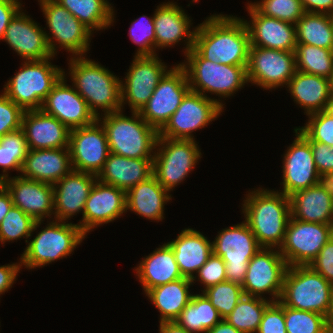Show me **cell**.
Returning <instances> with one entry per match:
<instances>
[{
    "label": "cell",
    "mask_w": 333,
    "mask_h": 333,
    "mask_svg": "<svg viewBox=\"0 0 333 333\" xmlns=\"http://www.w3.org/2000/svg\"><path fill=\"white\" fill-rule=\"evenodd\" d=\"M41 223L42 221H35L20 208L12 206L0 223V242L4 244L21 237L28 239Z\"/></svg>",
    "instance_id": "b9f144b4"
},
{
    "label": "cell",
    "mask_w": 333,
    "mask_h": 333,
    "mask_svg": "<svg viewBox=\"0 0 333 333\" xmlns=\"http://www.w3.org/2000/svg\"><path fill=\"white\" fill-rule=\"evenodd\" d=\"M45 33L46 31L20 9L11 19L3 40L25 61L53 59Z\"/></svg>",
    "instance_id": "603a6c76"
},
{
    "label": "cell",
    "mask_w": 333,
    "mask_h": 333,
    "mask_svg": "<svg viewBox=\"0 0 333 333\" xmlns=\"http://www.w3.org/2000/svg\"><path fill=\"white\" fill-rule=\"evenodd\" d=\"M65 79L64 72L43 101L41 110L57 118L70 130L93 124L97 118L90 111L84 98L75 88L69 87Z\"/></svg>",
    "instance_id": "ffe728a7"
},
{
    "label": "cell",
    "mask_w": 333,
    "mask_h": 333,
    "mask_svg": "<svg viewBox=\"0 0 333 333\" xmlns=\"http://www.w3.org/2000/svg\"><path fill=\"white\" fill-rule=\"evenodd\" d=\"M256 333H287L284 305L279 301L271 302L263 313Z\"/></svg>",
    "instance_id": "f907efd6"
},
{
    "label": "cell",
    "mask_w": 333,
    "mask_h": 333,
    "mask_svg": "<svg viewBox=\"0 0 333 333\" xmlns=\"http://www.w3.org/2000/svg\"><path fill=\"white\" fill-rule=\"evenodd\" d=\"M142 17L146 18L145 15ZM141 19L134 20L129 29L132 42L140 45L136 56H155L157 54L155 52L154 17H148L146 20Z\"/></svg>",
    "instance_id": "7dc6e473"
},
{
    "label": "cell",
    "mask_w": 333,
    "mask_h": 333,
    "mask_svg": "<svg viewBox=\"0 0 333 333\" xmlns=\"http://www.w3.org/2000/svg\"><path fill=\"white\" fill-rule=\"evenodd\" d=\"M12 206L13 202L10 193L0 183V223L2 222L3 218L9 212Z\"/></svg>",
    "instance_id": "6f0895ef"
},
{
    "label": "cell",
    "mask_w": 333,
    "mask_h": 333,
    "mask_svg": "<svg viewBox=\"0 0 333 333\" xmlns=\"http://www.w3.org/2000/svg\"><path fill=\"white\" fill-rule=\"evenodd\" d=\"M264 297L243 295L225 320L243 333H256L266 307L271 303Z\"/></svg>",
    "instance_id": "f35d334b"
},
{
    "label": "cell",
    "mask_w": 333,
    "mask_h": 333,
    "mask_svg": "<svg viewBox=\"0 0 333 333\" xmlns=\"http://www.w3.org/2000/svg\"><path fill=\"white\" fill-rule=\"evenodd\" d=\"M159 327V333H192L179 326L175 321L161 322Z\"/></svg>",
    "instance_id": "91938a15"
},
{
    "label": "cell",
    "mask_w": 333,
    "mask_h": 333,
    "mask_svg": "<svg viewBox=\"0 0 333 333\" xmlns=\"http://www.w3.org/2000/svg\"><path fill=\"white\" fill-rule=\"evenodd\" d=\"M333 285L310 266H289L279 302L287 307L327 316Z\"/></svg>",
    "instance_id": "5b68a950"
},
{
    "label": "cell",
    "mask_w": 333,
    "mask_h": 333,
    "mask_svg": "<svg viewBox=\"0 0 333 333\" xmlns=\"http://www.w3.org/2000/svg\"><path fill=\"white\" fill-rule=\"evenodd\" d=\"M156 148L153 175L168 191L180 184L202 157L195 139L158 137Z\"/></svg>",
    "instance_id": "9c48e42d"
},
{
    "label": "cell",
    "mask_w": 333,
    "mask_h": 333,
    "mask_svg": "<svg viewBox=\"0 0 333 333\" xmlns=\"http://www.w3.org/2000/svg\"><path fill=\"white\" fill-rule=\"evenodd\" d=\"M287 333H328L326 316L284 306Z\"/></svg>",
    "instance_id": "7bdbcfd3"
},
{
    "label": "cell",
    "mask_w": 333,
    "mask_h": 333,
    "mask_svg": "<svg viewBox=\"0 0 333 333\" xmlns=\"http://www.w3.org/2000/svg\"><path fill=\"white\" fill-rule=\"evenodd\" d=\"M185 69L190 91L202 94L215 93L222 97L231 96L241 89L247 79V65H226L204 59L194 48L186 55Z\"/></svg>",
    "instance_id": "8992f818"
},
{
    "label": "cell",
    "mask_w": 333,
    "mask_h": 333,
    "mask_svg": "<svg viewBox=\"0 0 333 333\" xmlns=\"http://www.w3.org/2000/svg\"><path fill=\"white\" fill-rule=\"evenodd\" d=\"M245 222L262 248L281 247L291 217L289 197L282 192L257 189L246 195Z\"/></svg>",
    "instance_id": "7a4b0ae2"
},
{
    "label": "cell",
    "mask_w": 333,
    "mask_h": 333,
    "mask_svg": "<svg viewBox=\"0 0 333 333\" xmlns=\"http://www.w3.org/2000/svg\"><path fill=\"white\" fill-rule=\"evenodd\" d=\"M69 64L73 87L87 102L96 118L100 117L97 109L101 108L103 115L123 109L121 80L110 70L84 56L72 57Z\"/></svg>",
    "instance_id": "3957f363"
},
{
    "label": "cell",
    "mask_w": 333,
    "mask_h": 333,
    "mask_svg": "<svg viewBox=\"0 0 333 333\" xmlns=\"http://www.w3.org/2000/svg\"><path fill=\"white\" fill-rule=\"evenodd\" d=\"M308 122L304 127L296 130L307 141H318L333 147V117L325 111H319L307 115Z\"/></svg>",
    "instance_id": "bcb514c9"
},
{
    "label": "cell",
    "mask_w": 333,
    "mask_h": 333,
    "mask_svg": "<svg viewBox=\"0 0 333 333\" xmlns=\"http://www.w3.org/2000/svg\"><path fill=\"white\" fill-rule=\"evenodd\" d=\"M198 276H193L192 283H195L196 277L205 286L208 287L216 285L220 282L226 281V267L221 257L212 255L208 258L207 262L197 271Z\"/></svg>",
    "instance_id": "681fc988"
},
{
    "label": "cell",
    "mask_w": 333,
    "mask_h": 333,
    "mask_svg": "<svg viewBox=\"0 0 333 333\" xmlns=\"http://www.w3.org/2000/svg\"><path fill=\"white\" fill-rule=\"evenodd\" d=\"M24 112L3 92L0 95V136L22 128Z\"/></svg>",
    "instance_id": "c3c4849f"
},
{
    "label": "cell",
    "mask_w": 333,
    "mask_h": 333,
    "mask_svg": "<svg viewBox=\"0 0 333 333\" xmlns=\"http://www.w3.org/2000/svg\"><path fill=\"white\" fill-rule=\"evenodd\" d=\"M333 236V224L288 221L283 244L279 248L287 266H309Z\"/></svg>",
    "instance_id": "8fae6325"
},
{
    "label": "cell",
    "mask_w": 333,
    "mask_h": 333,
    "mask_svg": "<svg viewBox=\"0 0 333 333\" xmlns=\"http://www.w3.org/2000/svg\"><path fill=\"white\" fill-rule=\"evenodd\" d=\"M66 8L91 32L103 30L114 20V11L107 0H55Z\"/></svg>",
    "instance_id": "74e56055"
},
{
    "label": "cell",
    "mask_w": 333,
    "mask_h": 333,
    "mask_svg": "<svg viewBox=\"0 0 333 333\" xmlns=\"http://www.w3.org/2000/svg\"><path fill=\"white\" fill-rule=\"evenodd\" d=\"M97 180V176L71 170L53 185L55 220L64 221L84 211L86 200Z\"/></svg>",
    "instance_id": "484cf974"
},
{
    "label": "cell",
    "mask_w": 333,
    "mask_h": 333,
    "mask_svg": "<svg viewBox=\"0 0 333 333\" xmlns=\"http://www.w3.org/2000/svg\"><path fill=\"white\" fill-rule=\"evenodd\" d=\"M223 108V103L219 100L189 91L178 109L159 131L158 137L193 140L191 133L215 120L224 110Z\"/></svg>",
    "instance_id": "7c38bea8"
},
{
    "label": "cell",
    "mask_w": 333,
    "mask_h": 333,
    "mask_svg": "<svg viewBox=\"0 0 333 333\" xmlns=\"http://www.w3.org/2000/svg\"><path fill=\"white\" fill-rule=\"evenodd\" d=\"M247 10L251 22L245 21L250 36V46L283 51H295L296 25L261 14L251 3Z\"/></svg>",
    "instance_id": "cb8c5ba5"
},
{
    "label": "cell",
    "mask_w": 333,
    "mask_h": 333,
    "mask_svg": "<svg viewBox=\"0 0 333 333\" xmlns=\"http://www.w3.org/2000/svg\"><path fill=\"white\" fill-rule=\"evenodd\" d=\"M39 2L47 27L52 33L50 36L49 33H45L52 55L57 53L54 42H58L61 47L70 51L72 56H83L89 50L92 32L57 1L40 0Z\"/></svg>",
    "instance_id": "4fadbf2b"
},
{
    "label": "cell",
    "mask_w": 333,
    "mask_h": 333,
    "mask_svg": "<svg viewBox=\"0 0 333 333\" xmlns=\"http://www.w3.org/2000/svg\"><path fill=\"white\" fill-rule=\"evenodd\" d=\"M183 277L192 279L194 274L212 255V242L199 231L187 228L177 238L168 242Z\"/></svg>",
    "instance_id": "4dcf8cb0"
},
{
    "label": "cell",
    "mask_w": 333,
    "mask_h": 333,
    "mask_svg": "<svg viewBox=\"0 0 333 333\" xmlns=\"http://www.w3.org/2000/svg\"><path fill=\"white\" fill-rule=\"evenodd\" d=\"M128 71L125 83L121 81V106L128 101L131 111L139 112L169 70L157 55H135Z\"/></svg>",
    "instance_id": "ac0fdd59"
},
{
    "label": "cell",
    "mask_w": 333,
    "mask_h": 333,
    "mask_svg": "<svg viewBox=\"0 0 333 333\" xmlns=\"http://www.w3.org/2000/svg\"><path fill=\"white\" fill-rule=\"evenodd\" d=\"M319 175L324 180L333 178V147L318 141H308Z\"/></svg>",
    "instance_id": "816d5d0a"
},
{
    "label": "cell",
    "mask_w": 333,
    "mask_h": 333,
    "mask_svg": "<svg viewBox=\"0 0 333 333\" xmlns=\"http://www.w3.org/2000/svg\"><path fill=\"white\" fill-rule=\"evenodd\" d=\"M97 120L105 129L110 153L127 158H154L159 132L139 112L132 111V117H127L120 110Z\"/></svg>",
    "instance_id": "277c9868"
},
{
    "label": "cell",
    "mask_w": 333,
    "mask_h": 333,
    "mask_svg": "<svg viewBox=\"0 0 333 333\" xmlns=\"http://www.w3.org/2000/svg\"><path fill=\"white\" fill-rule=\"evenodd\" d=\"M324 111L333 117V99L332 98H330L329 101L327 102V105H326V108Z\"/></svg>",
    "instance_id": "6125c7cd"
},
{
    "label": "cell",
    "mask_w": 333,
    "mask_h": 333,
    "mask_svg": "<svg viewBox=\"0 0 333 333\" xmlns=\"http://www.w3.org/2000/svg\"><path fill=\"white\" fill-rule=\"evenodd\" d=\"M0 183L10 193L13 206L35 221H44L43 218L54 212L53 185L22 176L8 177Z\"/></svg>",
    "instance_id": "7402d4cb"
},
{
    "label": "cell",
    "mask_w": 333,
    "mask_h": 333,
    "mask_svg": "<svg viewBox=\"0 0 333 333\" xmlns=\"http://www.w3.org/2000/svg\"><path fill=\"white\" fill-rule=\"evenodd\" d=\"M296 70L308 74L333 77V51L307 44L295 47Z\"/></svg>",
    "instance_id": "ab89813d"
},
{
    "label": "cell",
    "mask_w": 333,
    "mask_h": 333,
    "mask_svg": "<svg viewBox=\"0 0 333 333\" xmlns=\"http://www.w3.org/2000/svg\"><path fill=\"white\" fill-rule=\"evenodd\" d=\"M22 264H8L0 266V295L5 293L12 287L15 279L20 271Z\"/></svg>",
    "instance_id": "11a10c76"
},
{
    "label": "cell",
    "mask_w": 333,
    "mask_h": 333,
    "mask_svg": "<svg viewBox=\"0 0 333 333\" xmlns=\"http://www.w3.org/2000/svg\"><path fill=\"white\" fill-rule=\"evenodd\" d=\"M191 284V279L184 277L154 287L146 293L160 312L159 323L173 322L178 318L193 296L188 290Z\"/></svg>",
    "instance_id": "e575fe53"
},
{
    "label": "cell",
    "mask_w": 333,
    "mask_h": 333,
    "mask_svg": "<svg viewBox=\"0 0 333 333\" xmlns=\"http://www.w3.org/2000/svg\"><path fill=\"white\" fill-rule=\"evenodd\" d=\"M291 218L303 222L333 224V181L295 192L289 197Z\"/></svg>",
    "instance_id": "d4e9b609"
},
{
    "label": "cell",
    "mask_w": 333,
    "mask_h": 333,
    "mask_svg": "<svg viewBox=\"0 0 333 333\" xmlns=\"http://www.w3.org/2000/svg\"><path fill=\"white\" fill-rule=\"evenodd\" d=\"M305 12L333 15V0H300Z\"/></svg>",
    "instance_id": "9f6ffc18"
},
{
    "label": "cell",
    "mask_w": 333,
    "mask_h": 333,
    "mask_svg": "<svg viewBox=\"0 0 333 333\" xmlns=\"http://www.w3.org/2000/svg\"><path fill=\"white\" fill-rule=\"evenodd\" d=\"M153 175V158H127L110 153L97 180L125 191Z\"/></svg>",
    "instance_id": "f546056e"
},
{
    "label": "cell",
    "mask_w": 333,
    "mask_h": 333,
    "mask_svg": "<svg viewBox=\"0 0 333 333\" xmlns=\"http://www.w3.org/2000/svg\"><path fill=\"white\" fill-rule=\"evenodd\" d=\"M171 198L169 191L152 175L126 191V211L131 210L141 217L162 221L164 205Z\"/></svg>",
    "instance_id": "d6a6232c"
},
{
    "label": "cell",
    "mask_w": 333,
    "mask_h": 333,
    "mask_svg": "<svg viewBox=\"0 0 333 333\" xmlns=\"http://www.w3.org/2000/svg\"><path fill=\"white\" fill-rule=\"evenodd\" d=\"M189 91L186 71L178 64L163 76L139 114L159 132Z\"/></svg>",
    "instance_id": "5bb4252c"
},
{
    "label": "cell",
    "mask_w": 333,
    "mask_h": 333,
    "mask_svg": "<svg viewBox=\"0 0 333 333\" xmlns=\"http://www.w3.org/2000/svg\"><path fill=\"white\" fill-rule=\"evenodd\" d=\"M326 326L328 333H333V288L331 292V304L326 316Z\"/></svg>",
    "instance_id": "94428289"
},
{
    "label": "cell",
    "mask_w": 333,
    "mask_h": 333,
    "mask_svg": "<svg viewBox=\"0 0 333 333\" xmlns=\"http://www.w3.org/2000/svg\"><path fill=\"white\" fill-rule=\"evenodd\" d=\"M193 48L206 60L226 65H247L250 36L245 21L211 15L196 27Z\"/></svg>",
    "instance_id": "6da1fadb"
},
{
    "label": "cell",
    "mask_w": 333,
    "mask_h": 333,
    "mask_svg": "<svg viewBox=\"0 0 333 333\" xmlns=\"http://www.w3.org/2000/svg\"><path fill=\"white\" fill-rule=\"evenodd\" d=\"M22 129L26 135L28 150L57 149L69 146L70 129L41 109L24 112Z\"/></svg>",
    "instance_id": "4316f807"
},
{
    "label": "cell",
    "mask_w": 333,
    "mask_h": 333,
    "mask_svg": "<svg viewBox=\"0 0 333 333\" xmlns=\"http://www.w3.org/2000/svg\"><path fill=\"white\" fill-rule=\"evenodd\" d=\"M294 131L296 138L288 147L282 166V193L287 197L323 180L316 168L310 143L296 129Z\"/></svg>",
    "instance_id": "d6986e66"
},
{
    "label": "cell",
    "mask_w": 333,
    "mask_h": 333,
    "mask_svg": "<svg viewBox=\"0 0 333 333\" xmlns=\"http://www.w3.org/2000/svg\"><path fill=\"white\" fill-rule=\"evenodd\" d=\"M155 30V49L170 47L185 37V54L194 46V36L196 28L191 32V20L184 10L173 2L159 5L153 15Z\"/></svg>",
    "instance_id": "f1b7e54d"
},
{
    "label": "cell",
    "mask_w": 333,
    "mask_h": 333,
    "mask_svg": "<svg viewBox=\"0 0 333 333\" xmlns=\"http://www.w3.org/2000/svg\"><path fill=\"white\" fill-rule=\"evenodd\" d=\"M126 211V191L113 185L94 183L85 203L81 230L87 234L98 225L119 218Z\"/></svg>",
    "instance_id": "44dd1931"
},
{
    "label": "cell",
    "mask_w": 333,
    "mask_h": 333,
    "mask_svg": "<svg viewBox=\"0 0 333 333\" xmlns=\"http://www.w3.org/2000/svg\"><path fill=\"white\" fill-rule=\"evenodd\" d=\"M207 333H243L229 324L225 319L215 324Z\"/></svg>",
    "instance_id": "680465c9"
},
{
    "label": "cell",
    "mask_w": 333,
    "mask_h": 333,
    "mask_svg": "<svg viewBox=\"0 0 333 333\" xmlns=\"http://www.w3.org/2000/svg\"><path fill=\"white\" fill-rule=\"evenodd\" d=\"M330 79L296 71L287 88L306 115L324 111L330 99Z\"/></svg>",
    "instance_id": "836d02e7"
},
{
    "label": "cell",
    "mask_w": 333,
    "mask_h": 333,
    "mask_svg": "<svg viewBox=\"0 0 333 333\" xmlns=\"http://www.w3.org/2000/svg\"><path fill=\"white\" fill-rule=\"evenodd\" d=\"M68 148L72 169L96 176L110 154L105 129L98 120L89 126L71 129Z\"/></svg>",
    "instance_id": "e0dca14e"
},
{
    "label": "cell",
    "mask_w": 333,
    "mask_h": 333,
    "mask_svg": "<svg viewBox=\"0 0 333 333\" xmlns=\"http://www.w3.org/2000/svg\"><path fill=\"white\" fill-rule=\"evenodd\" d=\"M248 82L266 89L287 85L296 70L295 52L250 46Z\"/></svg>",
    "instance_id": "9a60e30c"
},
{
    "label": "cell",
    "mask_w": 333,
    "mask_h": 333,
    "mask_svg": "<svg viewBox=\"0 0 333 333\" xmlns=\"http://www.w3.org/2000/svg\"><path fill=\"white\" fill-rule=\"evenodd\" d=\"M287 268L279 250L261 248L248 263L242 285L244 295L263 298V294L270 293L274 297L271 301H278Z\"/></svg>",
    "instance_id": "2e32d148"
},
{
    "label": "cell",
    "mask_w": 333,
    "mask_h": 333,
    "mask_svg": "<svg viewBox=\"0 0 333 333\" xmlns=\"http://www.w3.org/2000/svg\"><path fill=\"white\" fill-rule=\"evenodd\" d=\"M330 98L333 99V77L330 79Z\"/></svg>",
    "instance_id": "be15d7a7"
},
{
    "label": "cell",
    "mask_w": 333,
    "mask_h": 333,
    "mask_svg": "<svg viewBox=\"0 0 333 333\" xmlns=\"http://www.w3.org/2000/svg\"><path fill=\"white\" fill-rule=\"evenodd\" d=\"M135 271L145 294L154 287L184 278L168 243L141 260Z\"/></svg>",
    "instance_id": "1f68e13d"
},
{
    "label": "cell",
    "mask_w": 333,
    "mask_h": 333,
    "mask_svg": "<svg viewBox=\"0 0 333 333\" xmlns=\"http://www.w3.org/2000/svg\"><path fill=\"white\" fill-rule=\"evenodd\" d=\"M297 44L333 47V15L305 12L296 23Z\"/></svg>",
    "instance_id": "8d00e7d4"
},
{
    "label": "cell",
    "mask_w": 333,
    "mask_h": 333,
    "mask_svg": "<svg viewBox=\"0 0 333 333\" xmlns=\"http://www.w3.org/2000/svg\"><path fill=\"white\" fill-rule=\"evenodd\" d=\"M27 152L26 135L22 128L1 136L0 166L5 174H0V182L8 178L7 170L21 172Z\"/></svg>",
    "instance_id": "60d3db41"
},
{
    "label": "cell",
    "mask_w": 333,
    "mask_h": 333,
    "mask_svg": "<svg viewBox=\"0 0 333 333\" xmlns=\"http://www.w3.org/2000/svg\"><path fill=\"white\" fill-rule=\"evenodd\" d=\"M50 59L25 61L6 83L4 93L24 111L40 110L47 95L64 75L61 68L51 65Z\"/></svg>",
    "instance_id": "52a82bcc"
},
{
    "label": "cell",
    "mask_w": 333,
    "mask_h": 333,
    "mask_svg": "<svg viewBox=\"0 0 333 333\" xmlns=\"http://www.w3.org/2000/svg\"><path fill=\"white\" fill-rule=\"evenodd\" d=\"M20 9L21 3L18 0H0V40L4 38L11 19Z\"/></svg>",
    "instance_id": "db71d44e"
},
{
    "label": "cell",
    "mask_w": 333,
    "mask_h": 333,
    "mask_svg": "<svg viewBox=\"0 0 333 333\" xmlns=\"http://www.w3.org/2000/svg\"><path fill=\"white\" fill-rule=\"evenodd\" d=\"M72 170L68 147L28 150L21 176L54 185Z\"/></svg>",
    "instance_id": "83f0119b"
},
{
    "label": "cell",
    "mask_w": 333,
    "mask_h": 333,
    "mask_svg": "<svg viewBox=\"0 0 333 333\" xmlns=\"http://www.w3.org/2000/svg\"><path fill=\"white\" fill-rule=\"evenodd\" d=\"M86 234L78 224L53 220L30 241L20 263L34 269L70 255Z\"/></svg>",
    "instance_id": "ba28073f"
},
{
    "label": "cell",
    "mask_w": 333,
    "mask_h": 333,
    "mask_svg": "<svg viewBox=\"0 0 333 333\" xmlns=\"http://www.w3.org/2000/svg\"><path fill=\"white\" fill-rule=\"evenodd\" d=\"M261 248L245 221L223 229L212 242L213 254L225 263L227 281L241 286L249 261Z\"/></svg>",
    "instance_id": "30bf717a"
},
{
    "label": "cell",
    "mask_w": 333,
    "mask_h": 333,
    "mask_svg": "<svg viewBox=\"0 0 333 333\" xmlns=\"http://www.w3.org/2000/svg\"><path fill=\"white\" fill-rule=\"evenodd\" d=\"M309 266L333 285V236Z\"/></svg>",
    "instance_id": "f5cc1de1"
},
{
    "label": "cell",
    "mask_w": 333,
    "mask_h": 333,
    "mask_svg": "<svg viewBox=\"0 0 333 333\" xmlns=\"http://www.w3.org/2000/svg\"><path fill=\"white\" fill-rule=\"evenodd\" d=\"M203 293L217 309L222 319H225L235 308L244 295L242 286L231 281H223L203 290Z\"/></svg>",
    "instance_id": "ee69618b"
},
{
    "label": "cell",
    "mask_w": 333,
    "mask_h": 333,
    "mask_svg": "<svg viewBox=\"0 0 333 333\" xmlns=\"http://www.w3.org/2000/svg\"><path fill=\"white\" fill-rule=\"evenodd\" d=\"M262 1V2H261ZM251 3L261 14L296 25L305 11L300 0H261Z\"/></svg>",
    "instance_id": "f6af8a7d"
},
{
    "label": "cell",
    "mask_w": 333,
    "mask_h": 333,
    "mask_svg": "<svg viewBox=\"0 0 333 333\" xmlns=\"http://www.w3.org/2000/svg\"><path fill=\"white\" fill-rule=\"evenodd\" d=\"M222 320L217 309L202 292L193 294L191 301L180 313L175 322L192 333H207Z\"/></svg>",
    "instance_id": "d590c367"
}]
</instances>
